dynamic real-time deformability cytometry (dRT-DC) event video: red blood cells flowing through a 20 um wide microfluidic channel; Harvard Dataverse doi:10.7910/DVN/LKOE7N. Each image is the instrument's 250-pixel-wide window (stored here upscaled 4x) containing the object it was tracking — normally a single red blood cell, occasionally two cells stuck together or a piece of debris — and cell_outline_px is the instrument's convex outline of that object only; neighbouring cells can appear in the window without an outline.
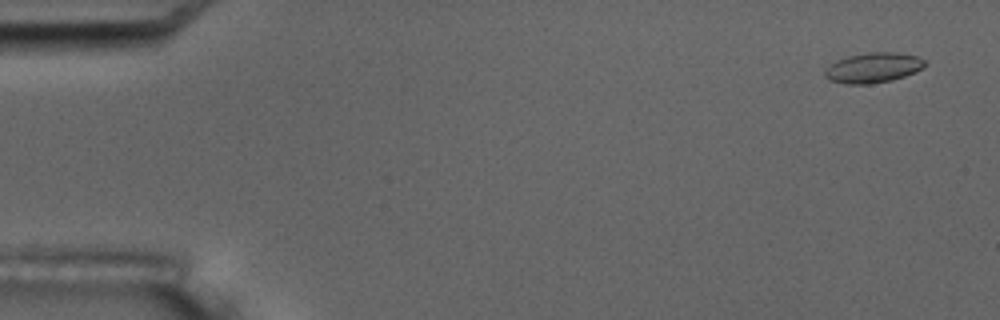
{"species": "common noctule bat (a hibernating species)", "species_latin": "Nyctalus noctula", "temperature_condition": "room temperature", "stored_images_in_passage": 6, "camera_frame_rate_fps": 3000, "um_per_image_px": 0.085, "animal": {"sex": "male", "body_mass_g": 17.5, "forearm_length_mm": 52.3}, "frame": {"image": 1, "passage_image": 1, "time_ms": 0.0, "image_size_px": [1000, 320], "cell_outline_px": [[928, 64], [924, 68], [916, 72], [892, 80], [868, 84], [844, 84], [828, 80], [824, 76], [824, 72], [828, 64], [836, 60], [848, 56], [868, 52], [896, 52], [916, 56], [924, 60]], "centroid_in_image_um": [74.2, 5.76], "position_along_channel_um": 10.8, "area_um2": 17.8}}
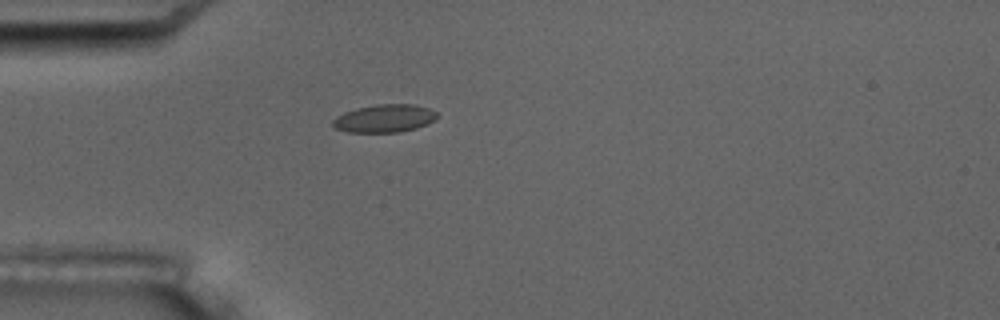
{"frame": {"image": 2, "passage_image": 5, "time_ms": 4.667, "image_size_px": [1000, 320], "cell_outline_px": [[436, 116], [428, 124], [416, 128], [400, 132], [348, 132], [336, 128], [332, 124], [332, 120], [336, 116], [344, 112], [356, 108], [376, 104], [412, 104], [428, 108], [436, 112]], "centroid_in_image_um": [32.64, 10.06], "position_along_channel_um": 52.4, "area_um2": 16.88}}